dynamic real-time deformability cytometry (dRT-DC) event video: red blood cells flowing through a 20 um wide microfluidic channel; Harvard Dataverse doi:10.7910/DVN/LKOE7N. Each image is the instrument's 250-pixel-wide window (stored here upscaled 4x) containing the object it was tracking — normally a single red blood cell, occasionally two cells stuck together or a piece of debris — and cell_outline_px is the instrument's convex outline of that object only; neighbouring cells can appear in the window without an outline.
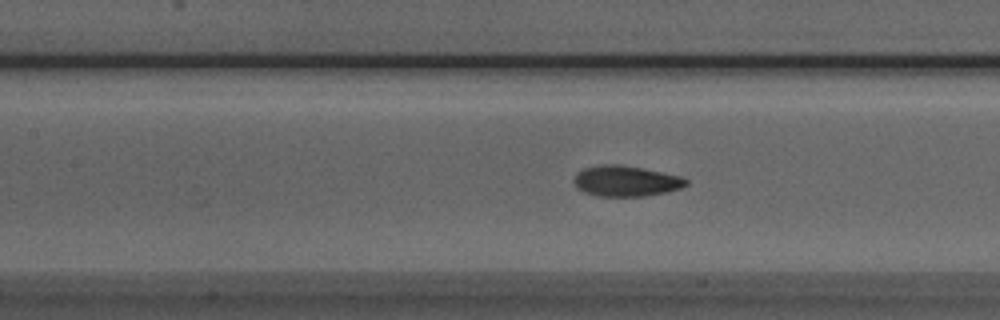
{"species": "Egyptian fruit bat (a non-hibernating species)", "species_latin": "Rousettus aegyptiacus", "temperature_condition": "room temperature", "stored_images_in_passage": 54, "camera_frame_rate_fps": 3000, "um_per_image_px": 0.085, "animal": {"sex": "male"}, "frame": {"image": 1, "passage_image": 23, "time_ms": 7.333, "image_size_px": [1000, 320], "cell_outline_px": [[688, 184], [680, 188], [668, 192], [644, 196], [600, 196], [584, 192], [576, 188], [572, 180], [576, 172], [584, 168], [604, 164], [616, 164], [640, 168], [680, 176], [688, 180]], "centroid_in_image_um": [53.16, 15.39], "position_along_channel_um": 154.2, "area_um2": 20.0}}
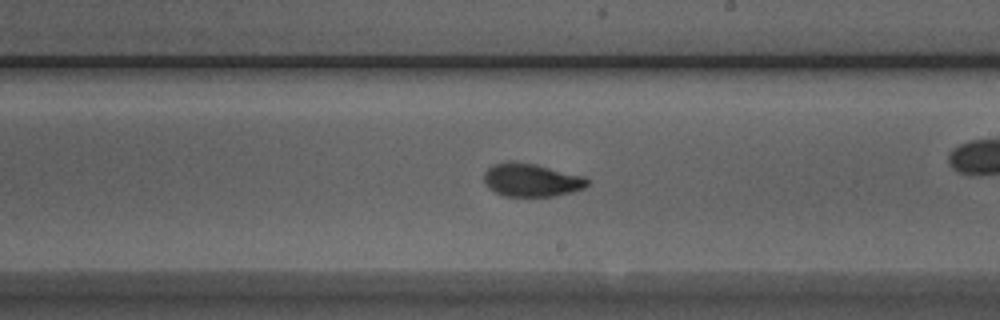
{"frame": {"image": 2, "passage_image": 30, "time_ms": 9.667, "image_size_px": [1000, 320], "cell_outline_px": [[588, 184], [584, 188], [572, 192], [552, 196], [504, 196], [488, 188], [484, 180], [484, 172], [492, 164], [508, 160], [512, 160], [536, 164], [584, 176], [588, 180]], "centroid_in_image_um": [45.14, 15.28], "position_along_channel_um": 243.9, "area_um2": 20.11}}
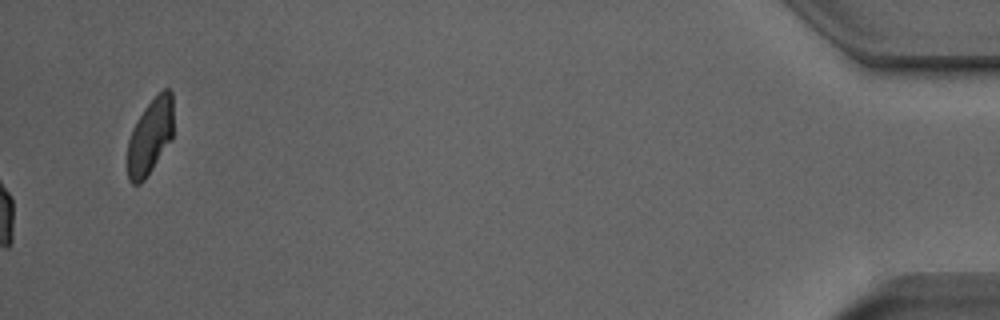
{"frame": {"image": 3, "passage_image": 54, "time_ms": 17.667, "image_size_px": [1000, 320], "cell_outline_px": [[172, 140], [144, 180], [140, 184], [132, 184], [128, 180], [128, 140], [132, 128], [136, 120], [144, 108], [164, 88], [168, 88], [172, 92]], "centroid_in_image_um": [12.75, 11.61], "position_along_channel_um": 422.4, "area_um2": 20.17}, "authors_computed_cell_mechanics": {"area_um2": 19.7965, "velocity_mm_per_s": 3.8515, "shape_relaxation_time_tau1_ms": 5.3573, "shape_relaxation_time_tau2_ms": 1.2499, "deformation_change_tau1": 0.1865, "deformation_change_tau2": 0.0615}}